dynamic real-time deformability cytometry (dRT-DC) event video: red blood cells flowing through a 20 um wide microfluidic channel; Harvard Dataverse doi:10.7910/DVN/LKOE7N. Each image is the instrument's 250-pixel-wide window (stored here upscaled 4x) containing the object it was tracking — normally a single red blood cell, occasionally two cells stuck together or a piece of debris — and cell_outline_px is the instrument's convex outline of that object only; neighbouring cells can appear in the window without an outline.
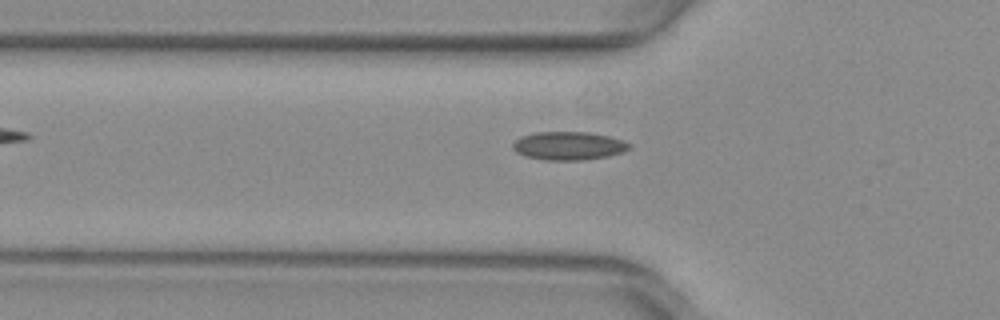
{"species": "common noctule bat (a hibernating species)", "species_latin": "Nyctalus noctula", "temperature_condition": "warm", "stored_images_in_passage": 35, "camera_frame_rate_fps": 3000, "um_per_image_px": 0.085, "animal": {"sex": "female", "body_mass_g": 29.2, "forearm_length_mm": 56.3}, "frame": {"image": 1, "passage_image": 2, "time_ms": 0.333, "image_size_px": [1000, 320], "cell_outline_px": [[628, 148], [624, 152], [608, 156], [584, 160], [544, 160], [524, 156], [516, 152], [512, 148], [512, 144], [520, 136], [536, 132], [592, 132], [624, 140], [628, 144]], "centroid_in_image_um": [48.3, 12.39], "position_along_channel_um": 77.5, "area_um2": 19.31}}
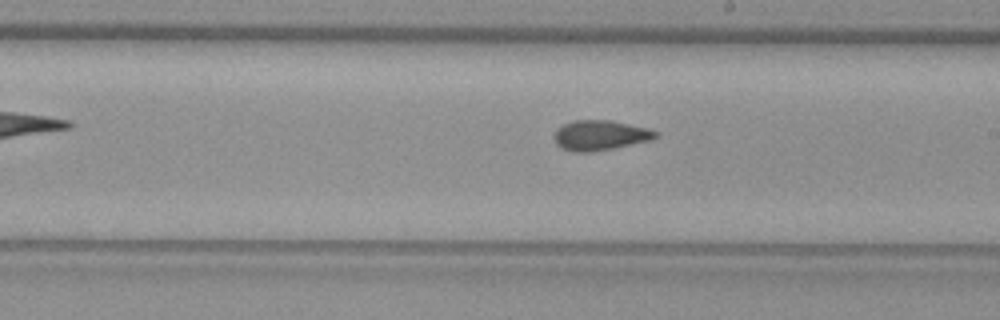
{"frame": {"image": 2, "passage_image": 14, "time_ms": 4.333, "image_size_px": [1000, 320], "cell_outline_px": [[660, 136], [652, 140], [616, 148], [592, 152], [572, 152], [560, 148], [556, 144], [552, 136], [556, 128], [572, 120], [612, 120], [648, 128], [660, 132]], "centroid_in_image_um": [51.02, 11.5], "position_along_channel_um": 238.0, "area_um2": 18.32}}
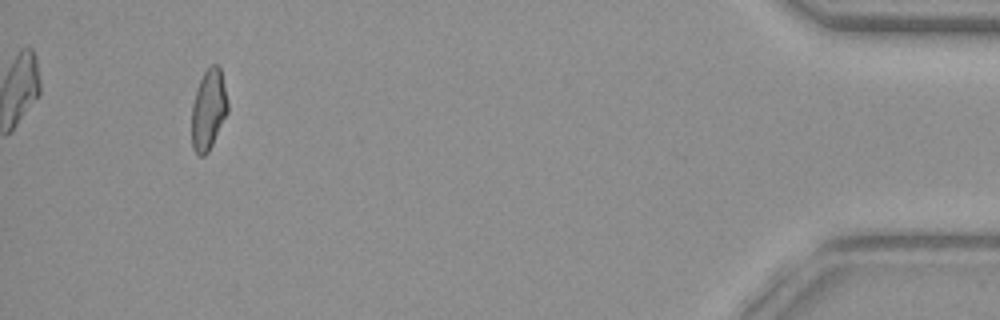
{"frame": {"image": 3, "passage_image": 33, "time_ms": 10.667, "image_size_px": [1000, 320], "cell_outline_px": [[228, 112], [208, 152], [204, 156], [200, 156], [192, 148], [192, 104], [196, 88], [204, 72], [212, 64], [216, 64], [220, 68], [228, 104]], "centroid_in_image_um": [17.71, 9.32], "position_along_channel_um": 417.5, "area_um2": 16.76}}